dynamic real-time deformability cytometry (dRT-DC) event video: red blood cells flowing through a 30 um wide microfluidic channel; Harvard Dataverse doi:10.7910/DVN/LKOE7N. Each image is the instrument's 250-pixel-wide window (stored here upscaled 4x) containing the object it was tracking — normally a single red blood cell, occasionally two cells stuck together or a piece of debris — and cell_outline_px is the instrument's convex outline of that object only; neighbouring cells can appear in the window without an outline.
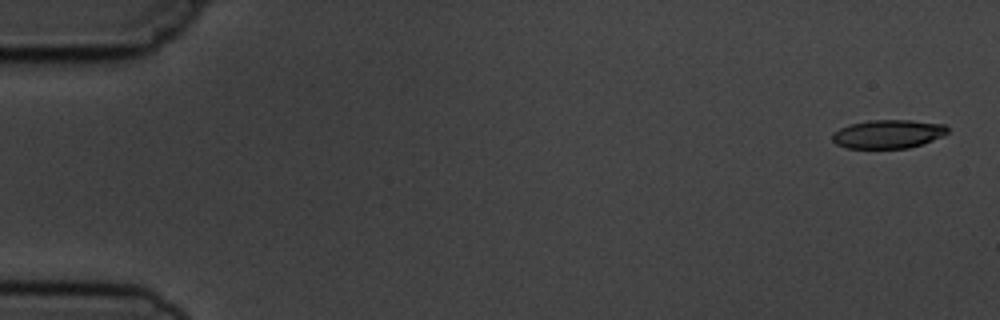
{"species": "common noctule bat (a hibernating species)", "species_latin": "Nyctalus noctula", "temperature_condition": "cold", "stored_images_in_passage": 6, "segment_of_instrument_passage": [1, 2], "camera_frame_rate_fps": 3000, "um_per_image_px": 0.085, "animal": {"sex": "male", "body_mass_g": 19.5, "forearm_length_mm": 54.6}, "frame": {"image": 1, "passage_image": 1, "time_ms": 0.0, "image_size_px": [1000, 320], "cell_outline_px": [[948, 132], [944, 136], [908, 148], [848, 148], [836, 144], [832, 140], [832, 132], [848, 124], [868, 120], [912, 120], [944, 124], [948, 128]], "centroid_in_image_um": [75.47, 11.38], "position_along_channel_um": 9.5, "area_um2": 19.31}}
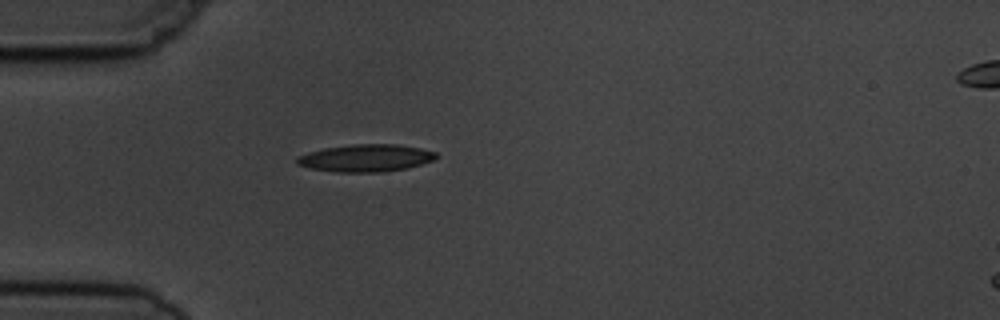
{"frame": {"image": 2, "passage_image": 5, "time_ms": 4.667, "image_size_px": [1000, 320], "cell_outline_px": [[436, 156], [432, 160], [408, 168], [384, 172], [336, 172], [308, 168], [296, 164], [296, 156], [308, 152], [324, 148], [352, 144], [396, 144], [420, 148], [436, 152]], "centroid_in_image_um": [31.04, 13.43], "position_along_channel_um": 54.0, "area_um2": 22.25}}